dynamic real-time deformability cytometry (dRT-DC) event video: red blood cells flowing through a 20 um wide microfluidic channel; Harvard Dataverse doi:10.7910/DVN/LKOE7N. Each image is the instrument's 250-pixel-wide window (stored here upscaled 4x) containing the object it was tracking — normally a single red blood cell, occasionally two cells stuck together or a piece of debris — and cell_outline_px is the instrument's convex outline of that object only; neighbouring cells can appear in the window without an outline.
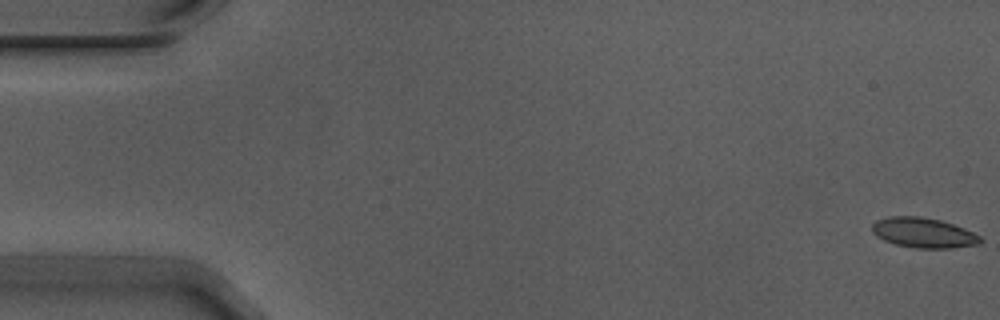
{"species": "Egyptian fruit bat (a non-hibernating species)", "species_latin": "Rousettus aegyptiacus", "temperature_condition": "warm", "stored_images_in_passage": 11, "camera_frame_rate_fps": 3000, "um_per_image_px": 0.085, "animal": {"sex": "male"}, "frame": {"image": 1, "passage_image": 1, "time_ms": 0.0, "image_size_px": [1000, 320], "cell_outline_px": [[984, 240], [980, 244], [952, 248], [916, 248], [896, 244], [884, 240], [876, 236], [872, 232], [872, 224], [876, 220], [888, 216], [920, 216], [940, 220], [964, 228], [980, 236]], "centroid_in_image_um": [78.49, 19.78], "position_along_channel_um": 6.5, "area_um2": 19.02}}
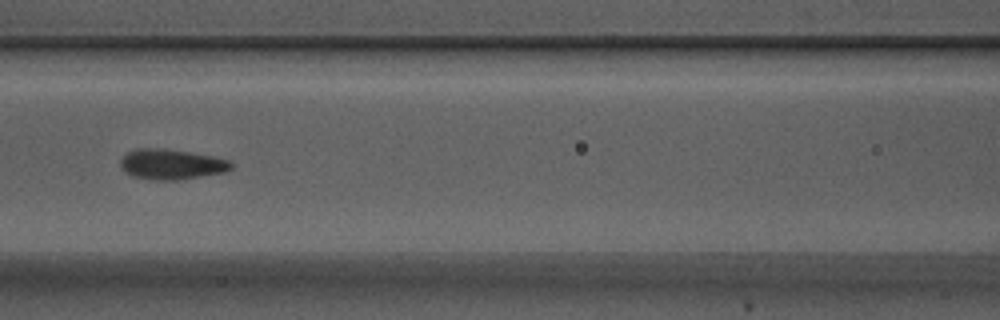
{"frame": {"image": 2, "passage_image": 7, "time_ms": 2.0, "image_size_px": [1000, 320], "cell_outline_px": [[236, 164], [232, 168], [224, 172], [176, 180], [152, 180], [132, 176], [124, 172], [120, 164], [120, 160], [128, 152], [140, 148], [156, 148], [188, 152], [212, 156], [228, 160]], "centroid_in_image_um": [14.56, 13.97], "position_along_channel_um": 152.0, "area_um2": 19.36}}
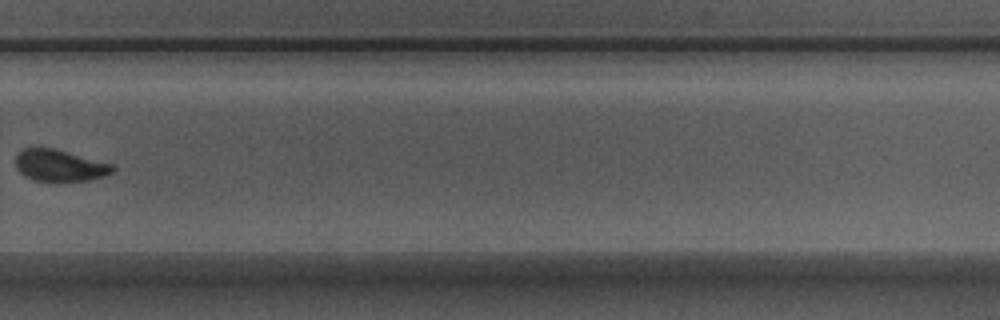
{"frame": {"image": 3, "passage_image": 11, "time_ms": 3.333, "image_size_px": [1000, 320], "cell_outline_px": [[116, 168], [112, 172], [104, 176], [88, 180], [56, 184], [36, 180], [24, 176], [16, 168], [16, 156], [24, 148], [56, 148], [112, 164]], "centroid_in_image_um": [5.08, 14.1], "position_along_channel_um": 324.7, "area_um2": 18.38}}